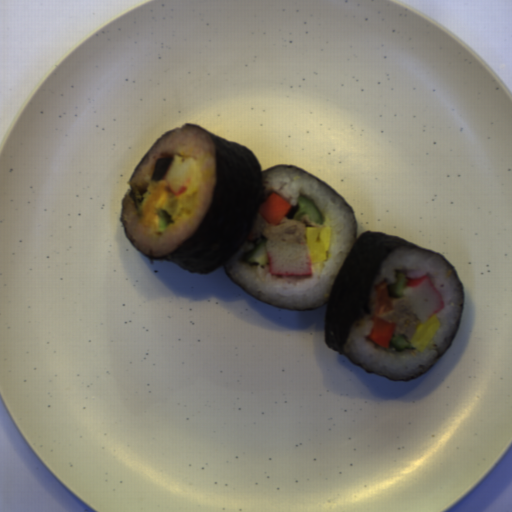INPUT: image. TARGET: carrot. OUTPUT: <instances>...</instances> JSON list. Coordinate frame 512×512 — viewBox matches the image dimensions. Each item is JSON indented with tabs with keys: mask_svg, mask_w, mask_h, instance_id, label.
Segmentation results:
<instances>
[{
	"mask_svg": "<svg viewBox=\"0 0 512 512\" xmlns=\"http://www.w3.org/2000/svg\"><path fill=\"white\" fill-rule=\"evenodd\" d=\"M389 287L387 281L376 284L375 307L371 318L373 326L367 338L383 348L391 346L392 338L396 332V325H391L380 317L394 311V301L396 299L389 296Z\"/></svg>",
	"mask_w": 512,
	"mask_h": 512,
	"instance_id": "b8716197",
	"label": "carrot"
},
{
	"mask_svg": "<svg viewBox=\"0 0 512 512\" xmlns=\"http://www.w3.org/2000/svg\"><path fill=\"white\" fill-rule=\"evenodd\" d=\"M292 206L283 197L272 192L262 203L258 215L268 224L280 223L289 214Z\"/></svg>",
	"mask_w": 512,
	"mask_h": 512,
	"instance_id": "cead05ca",
	"label": "carrot"
},
{
	"mask_svg": "<svg viewBox=\"0 0 512 512\" xmlns=\"http://www.w3.org/2000/svg\"><path fill=\"white\" fill-rule=\"evenodd\" d=\"M261 236H256L253 232V229L250 231L246 241L249 243H254L256 240H258Z\"/></svg>",
	"mask_w": 512,
	"mask_h": 512,
	"instance_id": "1c9b5961",
	"label": "carrot"
}]
</instances>
